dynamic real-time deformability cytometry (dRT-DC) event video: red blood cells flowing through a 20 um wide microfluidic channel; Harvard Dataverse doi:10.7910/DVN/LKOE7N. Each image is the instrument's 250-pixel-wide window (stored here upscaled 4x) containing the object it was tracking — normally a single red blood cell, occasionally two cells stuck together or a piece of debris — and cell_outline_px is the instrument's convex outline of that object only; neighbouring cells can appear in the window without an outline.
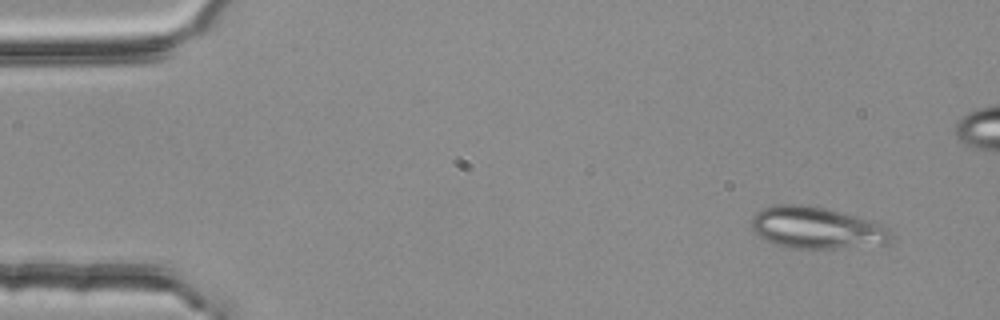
{"species": "common noctule bat (a hibernating species)", "species_latin": "Nyctalus noctula", "temperature_condition": "room temperature", "stored_images_in_passage": 4, "camera_frame_rate_fps": 3000, "um_per_image_px": 0.085, "animal": {"sex": "female", "body_mass_g": 25.1}, "frame": {"image": 1, "passage_image": 1, "time_ms": 0.0, "image_size_px": [1000, 320], "cell_outline_px": [[892, 240], [888, 244], [836, 248], [784, 248], [772, 244], [760, 236], [752, 228], [752, 216], [760, 208], [780, 204], [800, 204], [824, 208], [872, 220], [884, 224], [892, 232]], "centroid_in_image_um": [69.43, 19.37], "position_along_channel_um": 15.6, "area_um2": 34.28}}